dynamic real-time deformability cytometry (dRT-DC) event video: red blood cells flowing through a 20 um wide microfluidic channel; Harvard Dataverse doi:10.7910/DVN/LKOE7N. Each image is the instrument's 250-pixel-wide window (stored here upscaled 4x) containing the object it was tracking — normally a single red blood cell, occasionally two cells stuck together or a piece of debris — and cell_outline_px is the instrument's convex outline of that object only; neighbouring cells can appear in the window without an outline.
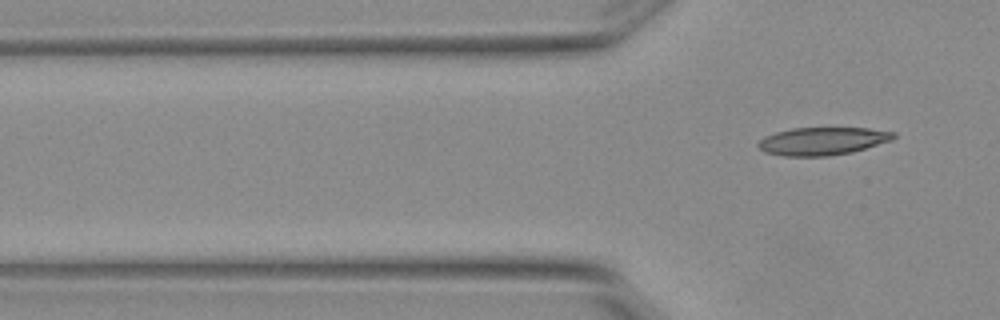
{"species": "Egyptian fruit bat (a non-hibernating species)", "species_latin": "Rousettus aegyptiacus", "temperature_condition": "warm", "stored_images_in_passage": 6, "segment_of_instrument_passage": [2, 2], "camera_frame_rate_fps": 3000, "um_per_image_px": 0.085, "animal": {"sex": "female"}, "frame": {"image": 1, "passage_image": 6, "time_ms": 1.667, "image_size_px": [1000, 320], "cell_outline_px": [[896, 136], [892, 140], [852, 152], [824, 156], [784, 156], [764, 152], [756, 144], [764, 136], [776, 132], [792, 128], [868, 128], [896, 132]], "centroid_in_image_um": [69.91, 11.99], "position_along_channel_um": 55.9, "area_um2": 21.91}}